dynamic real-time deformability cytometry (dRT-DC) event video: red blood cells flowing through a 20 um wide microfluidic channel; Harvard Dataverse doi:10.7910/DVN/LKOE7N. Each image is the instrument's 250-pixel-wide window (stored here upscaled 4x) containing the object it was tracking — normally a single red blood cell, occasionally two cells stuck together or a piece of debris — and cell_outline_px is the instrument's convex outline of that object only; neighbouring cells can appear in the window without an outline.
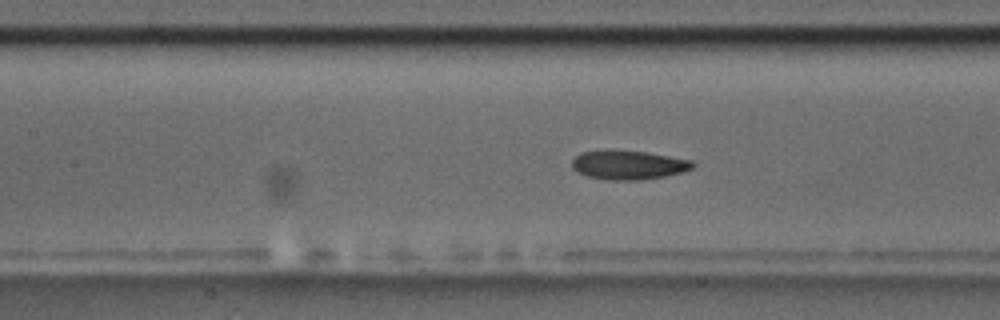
{"species": "common noctule bat (a hibernating species)", "species_latin": "Nyctalus noctula", "temperature_condition": "room temperature", "stored_images_in_passage": 59, "camera_frame_rate_fps": 3000, "um_per_image_px": 0.085, "animal": {"sex": "male", "body_mass_g": 17.5, "forearm_length_mm": 52.3}, "frame": {"image": 1, "passage_image": 26, "time_ms": 8.333, "image_size_px": [1000, 320], "cell_outline_px": [[696, 164], [692, 168], [680, 172], [664, 176], [644, 180], [608, 180], [588, 176], [576, 172], [572, 168], [572, 160], [580, 152], [608, 148], [648, 152], [692, 160]], "centroid_in_image_um": [53.37, 13.99], "position_along_channel_um": 154.0, "area_um2": 20.92}}
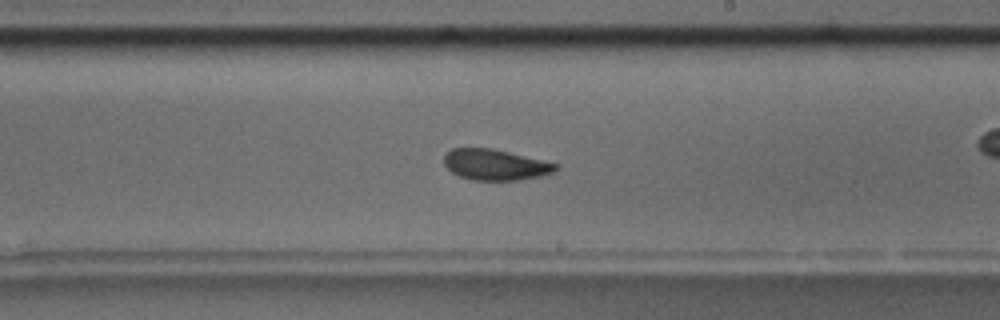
{"frame": {"image": 2, "passage_image": 34, "time_ms": 11.0, "image_size_px": [1000, 320], "cell_outline_px": [[560, 164], [552, 172], [540, 176], [520, 180], [472, 180], [460, 176], [452, 172], [444, 164], [444, 156], [452, 148], [492, 148]], "centroid_in_image_um": [42.09, 14.0], "position_along_channel_um": 246.9, "area_um2": 19.94}, "authors_computed_cell_mechanics": {"area_um2": 20.4612, "velocity_mm_per_s": 3.5069, "shape_relaxation_time_tau1_ms": 6.62, "shape_relaxation_time_tau2_ms": 3.3036, "deformation_change_tau1": 0.1411, "deformation_change_tau2": 0.0931}}